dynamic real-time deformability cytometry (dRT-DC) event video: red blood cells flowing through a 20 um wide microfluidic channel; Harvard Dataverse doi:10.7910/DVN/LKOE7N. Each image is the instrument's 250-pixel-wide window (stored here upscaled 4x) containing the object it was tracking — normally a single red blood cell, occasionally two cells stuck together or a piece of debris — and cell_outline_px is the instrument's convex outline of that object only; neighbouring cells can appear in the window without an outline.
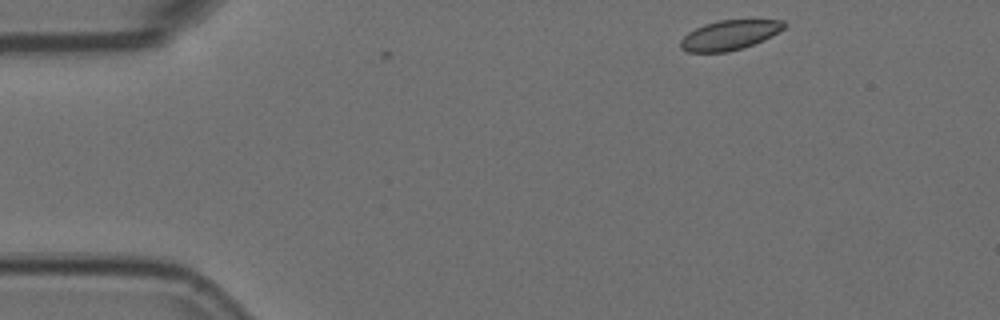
{"species": "Egyptian fruit bat (a non-hibernating species)", "species_latin": "Rousettus aegyptiacus", "temperature_condition": "room temperature", "stored_images_in_passage": 3, "camera_frame_rate_fps": 3000, "um_per_image_px": 0.085, "animal": {"sex": "female"}, "frame": {"image": 1, "passage_image": 1, "time_ms": 0.0, "image_size_px": [1000, 320], "cell_outline_px": [[788, 24], [784, 28], [764, 40], [744, 48], [728, 52], [688, 52], [680, 48], [680, 40], [688, 32], [704, 24], [720, 20], [784, 20]], "centroid_in_image_um": [62.01, 2.98], "position_along_channel_um": 23.0, "area_um2": 17.98}}